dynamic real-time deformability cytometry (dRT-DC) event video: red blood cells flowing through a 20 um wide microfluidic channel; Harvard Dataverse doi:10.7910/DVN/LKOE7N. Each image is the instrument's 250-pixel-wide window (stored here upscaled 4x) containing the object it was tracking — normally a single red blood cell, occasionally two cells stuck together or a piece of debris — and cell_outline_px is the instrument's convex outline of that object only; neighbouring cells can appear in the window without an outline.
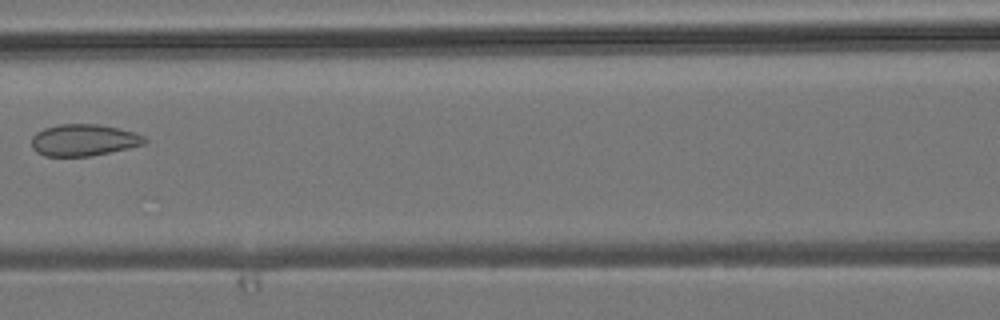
{"species": "common noctule bat (a hibernating species)", "species_latin": "Nyctalus noctula", "temperature_condition": "room temperature", "stored_images_in_passage": 7, "camera_frame_rate_fps": 3000, "um_per_image_px": 0.085, "animal": {"sex": "male", "body_mass_g": 19.2, "forearm_length_mm": 51.8}, "frame": {"image": 1, "passage_image": 7, "time_ms": 7.667, "image_size_px": [1000, 320], "cell_outline_px": [[148, 140], [144, 144], [128, 148], [92, 156], [44, 156], [36, 152], [32, 148], [32, 136], [36, 132], [44, 128], [60, 124], [100, 124], [136, 132], [144, 136]], "centroid_in_image_um": [7.12, 11.9], "position_along_channel_um": 159.5, "area_um2": 21.04}}